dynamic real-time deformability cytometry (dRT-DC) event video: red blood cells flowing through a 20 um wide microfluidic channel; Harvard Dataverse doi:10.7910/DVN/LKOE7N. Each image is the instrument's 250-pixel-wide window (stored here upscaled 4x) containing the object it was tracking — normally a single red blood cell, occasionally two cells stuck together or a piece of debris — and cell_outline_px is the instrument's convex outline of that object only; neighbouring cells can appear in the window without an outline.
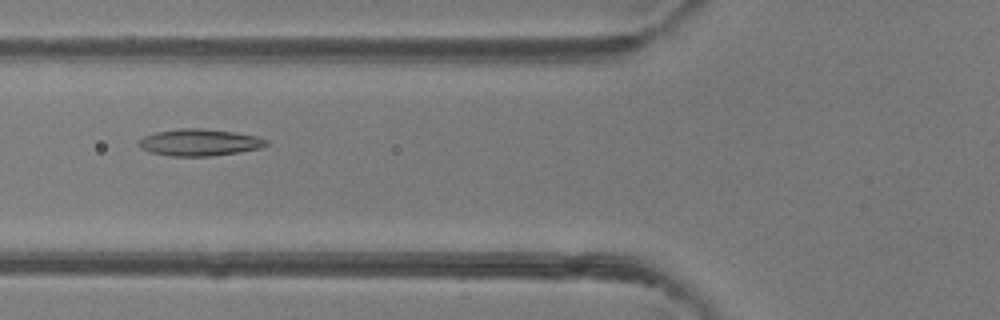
{"species": "common noctule bat (a hibernating species)", "species_latin": "Nyctalus noctula", "temperature_condition": "room temperature", "stored_images_in_passage": 24, "camera_frame_rate_fps": 3000, "um_per_image_px": 0.085, "animal": {"sex": "female"}, "frame": {"image": 1, "passage_image": 6, "time_ms": 1.667, "image_size_px": [1000, 320], "cell_outline_px": [[268, 144], [260, 148], [240, 152], [212, 156], [172, 156], [148, 152], [140, 148], [136, 144], [144, 136], [156, 132], [180, 128], [200, 128], [232, 132], [256, 136], [268, 140]], "centroid_in_image_um": [16.92, 12.11], "position_along_channel_um": 108.9, "area_um2": 19.94}}
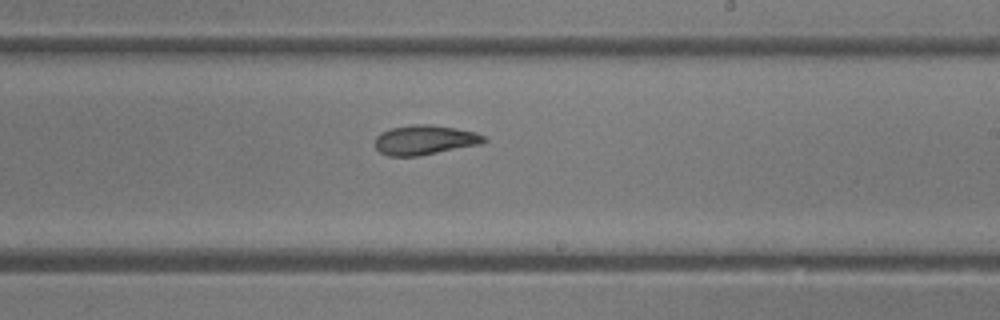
{"frame": {"image": 2, "passage_image": 16, "time_ms": 5.0, "image_size_px": [1000, 320], "cell_outline_px": [[488, 140], [480, 144], [420, 156], [388, 156], [380, 152], [376, 148], [376, 136], [380, 132], [392, 128], [412, 124], [428, 124], [456, 128], [476, 132], [484, 136]], "centroid_in_image_um": [36.1, 11.89], "position_along_channel_um": 252.9, "area_um2": 18.84}}
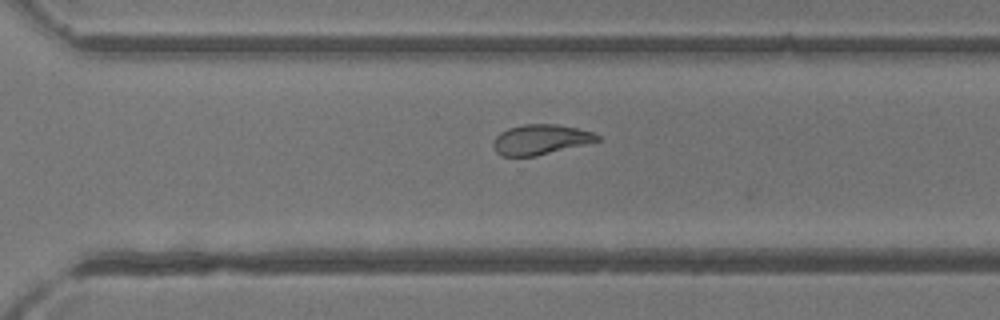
{"frame": {"image": 3, "passage_image": 21, "time_ms": 6.667, "image_size_px": [1000, 320], "cell_outline_px": [[600, 140], [536, 156], [504, 156], [496, 152], [492, 144], [492, 140], [500, 132], [508, 128], [524, 124], [556, 124], [576, 128], [592, 132], [600, 136]], "centroid_in_image_um": [45.9, 11.85], "position_along_channel_um": 324.7, "area_um2": 18.09}}